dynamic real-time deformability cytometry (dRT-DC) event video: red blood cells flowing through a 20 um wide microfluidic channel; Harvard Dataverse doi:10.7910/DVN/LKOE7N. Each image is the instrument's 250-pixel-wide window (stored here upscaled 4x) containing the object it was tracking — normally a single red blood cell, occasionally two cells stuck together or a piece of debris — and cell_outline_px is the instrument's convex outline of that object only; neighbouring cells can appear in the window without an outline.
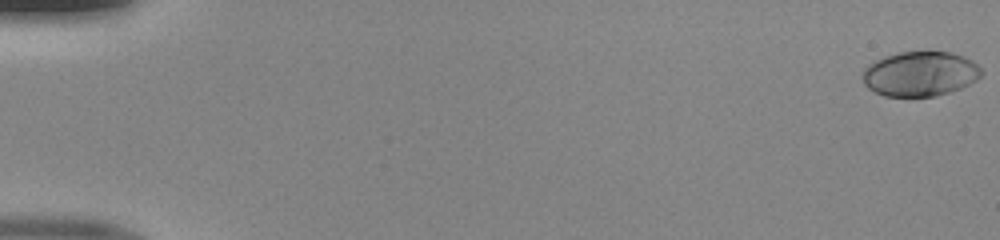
{"species": "human", "species_latin": "Homo sapiens", "temperature_condition": "room temperature", "stored_images_in_passage": 51, "camera_frame_rate_fps": 3000, "um_per_image_px": 0.085, "donor": {"sex": "male"}, "frame": {"image": 1, "passage_image": 1, "time_ms": 0.0, "image_size_px": [1000, 240], "cell_outline_px": [[984, 72], [976, 80], [960, 88], [936, 96], [884, 96], [868, 88], [864, 84], [860, 76], [864, 68], [868, 64], [884, 56], [900, 52], [928, 48], [952, 52], [964, 56], [972, 60]], "centroid_in_image_um": [78.19, 6.22], "position_along_channel_um": 6.8, "area_um2": 31.85}}
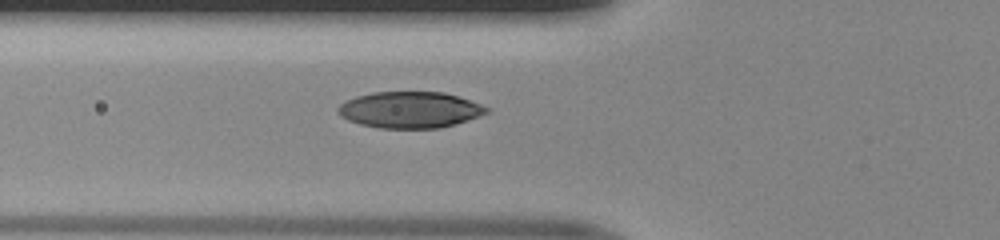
{"frame": {"image": 2, "passage_image": 20, "time_ms": 6.333, "image_size_px": [1000, 240], "cell_outline_px": [[492, 108], [488, 112], [480, 116], [456, 124], [440, 128], [380, 128], [360, 124], [348, 120], [340, 116], [336, 112], [336, 108], [340, 104], [356, 96], [372, 92], [444, 92]], "centroid_in_image_um": [34.83, 9.34], "position_along_channel_um": 91.0, "area_um2": 31.5}}
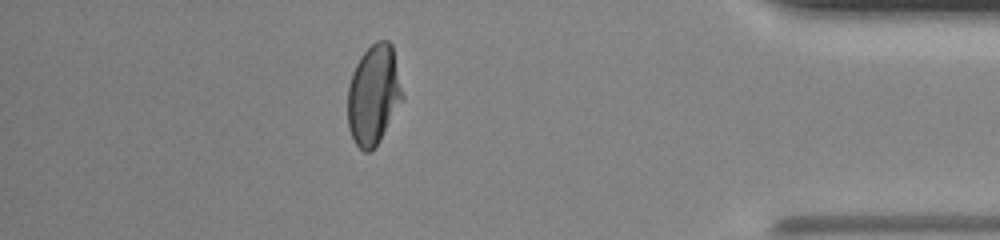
{"frame": {"image": 3, "passage_image": 45, "time_ms": 14.667, "image_size_px": [1000, 240], "cell_outline_px": [[404, 100], [380, 140], [368, 152], [364, 152], [356, 144], [348, 128], [348, 88], [352, 72], [360, 56], [376, 40], [388, 40], [392, 44], [404, 96]], "centroid_in_image_um": [31.77, 8.04], "position_along_channel_um": 403.4, "area_um2": 31.96}}